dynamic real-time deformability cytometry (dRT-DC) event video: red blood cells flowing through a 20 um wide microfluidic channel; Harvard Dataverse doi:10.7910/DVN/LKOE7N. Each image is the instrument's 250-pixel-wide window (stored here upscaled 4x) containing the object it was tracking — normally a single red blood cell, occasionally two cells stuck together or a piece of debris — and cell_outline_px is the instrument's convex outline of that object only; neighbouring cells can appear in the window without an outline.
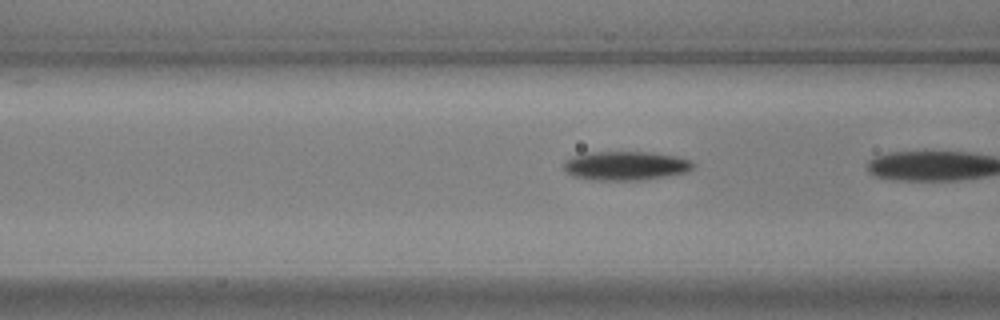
{"species": "common noctule bat (a hibernating species)", "species_latin": "Nyctalus noctula", "temperature_condition": "warm", "stored_images_in_passage": 6, "camera_frame_rate_fps": 3000, "um_per_image_px": 0.085, "animal": {"sex": "male", "body_mass_g": 17.9, "forearm_length_mm": 54.2}, "frame": {"image": 1, "passage_image": 5, "time_ms": 1.333, "image_size_px": [1000, 320], "cell_outline_px": [[696, 164], [688, 172], [640, 180], [592, 180], [572, 176], [564, 168], [564, 160], [572, 156], [588, 152], [648, 152], [676, 156], [688, 160]], "centroid_in_image_um": [53.15, 14.08], "position_along_channel_um": 113.4, "area_um2": 21.79}}